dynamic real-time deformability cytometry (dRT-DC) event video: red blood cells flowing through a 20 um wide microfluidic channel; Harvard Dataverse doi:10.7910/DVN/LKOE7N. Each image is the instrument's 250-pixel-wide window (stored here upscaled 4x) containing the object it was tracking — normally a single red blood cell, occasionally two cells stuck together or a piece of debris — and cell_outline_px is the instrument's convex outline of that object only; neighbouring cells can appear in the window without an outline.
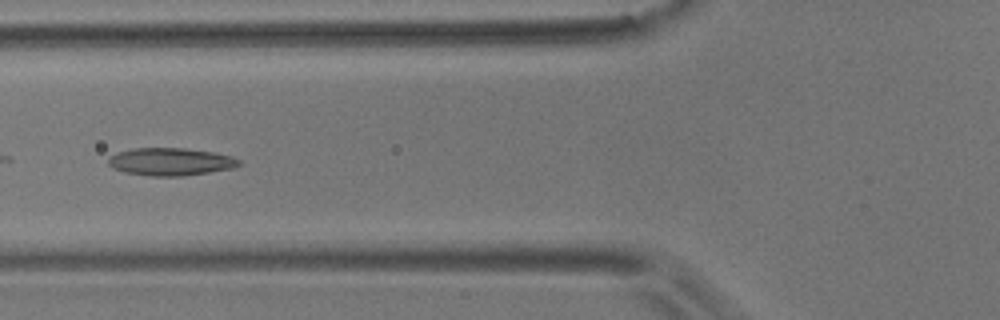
{"species": "common noctule bat (a hibernating species)", "species_latin": "Nyctalus noctula", "temperature_condition": "room temperature", "stored_images_in_passage": 7, "camera_frame_rate_fps": 3000, "um_per_image_px": 0.085, "animal": {"sex": "male", "body_mass_g": 17.9}, "frame": {"image": 1, "passage_image": 6, "time_ms": 1.667, "image_size_px": [1000, 320], "cell_outline_px": [[244, 164], [232, 168], [184, 176], [152, 176], [124, 172], [112, 168], [108, 164], [108, 156], [116, 152], [132, 148], [184, 148], [216, 152], [232, 156], [240, 160]], "centroid_in_image_um": [14.49, 13.74], "position_along_channel_um": 111.3, "area_um2": 21.33}}
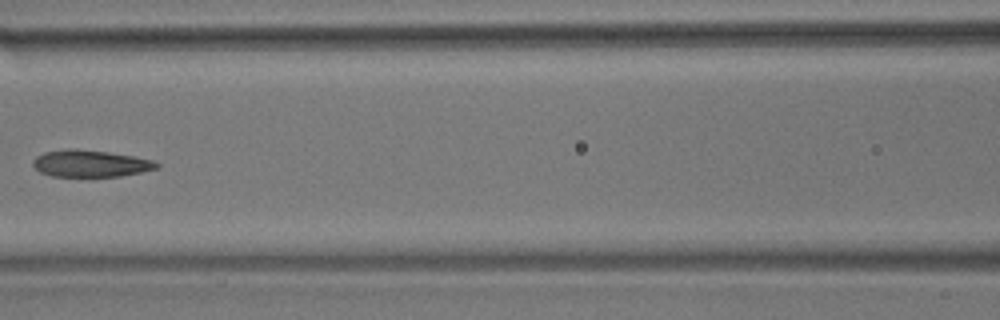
{"frame": {"image": 2, "passage_image": 7, "time_ms": 2.0, "image_size_px": [1000, 320], "cell_outline_px": [[160, 168], [120, 176], [88, 180], [52, 176], [40, 172], [32, 164], [32, 160], [36, 156], [44, 152], [68, 148], [76, 148], [108, 152], [132, 156], [152, 160], [160, 164]], "centroid_in_image_um": [7.65, 13.94], "position_along_channel_um": 158.9, "area_um2": 20.35}}